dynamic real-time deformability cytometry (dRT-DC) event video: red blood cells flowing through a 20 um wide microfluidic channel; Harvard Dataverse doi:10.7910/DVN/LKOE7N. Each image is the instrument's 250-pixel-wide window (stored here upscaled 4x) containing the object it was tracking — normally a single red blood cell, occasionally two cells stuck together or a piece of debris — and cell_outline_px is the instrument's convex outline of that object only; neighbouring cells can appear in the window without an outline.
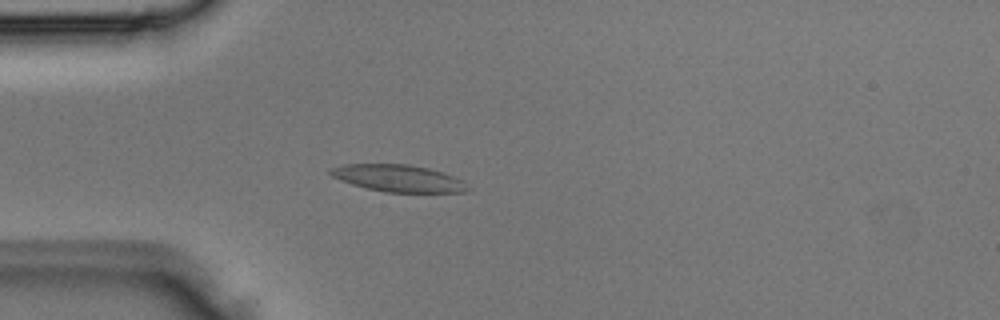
{"species": "Egyptian fruit bat (a non-hibernating species)", "species_latin": "Rousettus aegyptiacus", "temperature_condition": "room temperature", "stored_images_in_passage": 3, "camera_frame_rate_fps": 3000, "um_per_image_px": 0.085, "animal": {"sex": "male"}, "frame": {"image": 1, "passage_image": 3, "time_ms": 0.667, "image_size_px": [1000, 320], "cell_outline_px": [[468, 188], [464, 192], [384, 192], [352, 184], [332, 176], [328, 172], [328, 168], [344, 164], [408, 164], [428, 168], [444, 172], [464, 180]], "centroid_in_image_um": [33.85, 15.14], "position_along_channel_um": 51.1, "area_um2": 21.56}}